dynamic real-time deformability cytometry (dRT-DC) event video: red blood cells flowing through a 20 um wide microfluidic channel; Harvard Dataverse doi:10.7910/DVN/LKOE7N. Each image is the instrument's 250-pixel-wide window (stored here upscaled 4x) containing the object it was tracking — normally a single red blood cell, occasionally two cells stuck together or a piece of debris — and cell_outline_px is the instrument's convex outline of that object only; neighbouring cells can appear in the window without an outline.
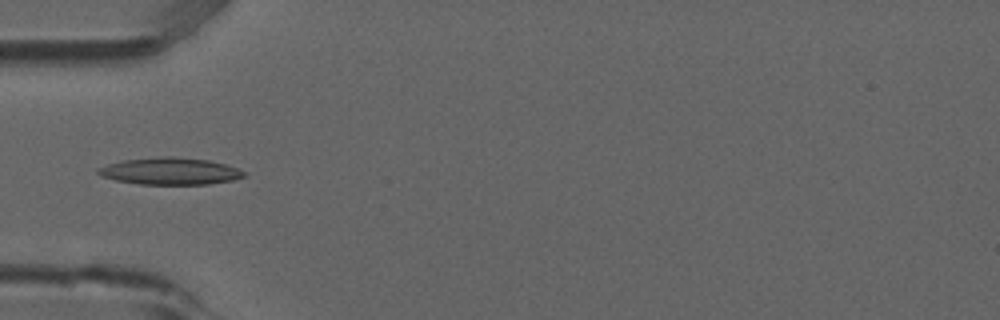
{"species": "common noctule bat (a hibernating species)", "species_latin": "Nyctalus noctula", "temperature_condition": "room temperature", "stored_images_in_passage": 5, "camera_frame_rate_fps": 3000, "um_per_image_px": 0.085, "animal": {"sex": "male", "forearm_length_mm": 52.5}, "frame": {"image": 1, "passage_image": 4, "time_ms": 1.0, "image_size_px": [1000, 320], "cell_outline_px": [[244, 176], [232, 180], [208, 184], [140, 184], [116, 180], [100, 176], [96, 172], [96, 168], [108, 164], [124, 160], [164, 156], [172, 156], [208, 160], [224, 164], [236, 168], [244, 172]], "centroid_in_image_um": [14.4, 14.55], "position_along_channel_um": 70.6, "area_um2": 22.72}}
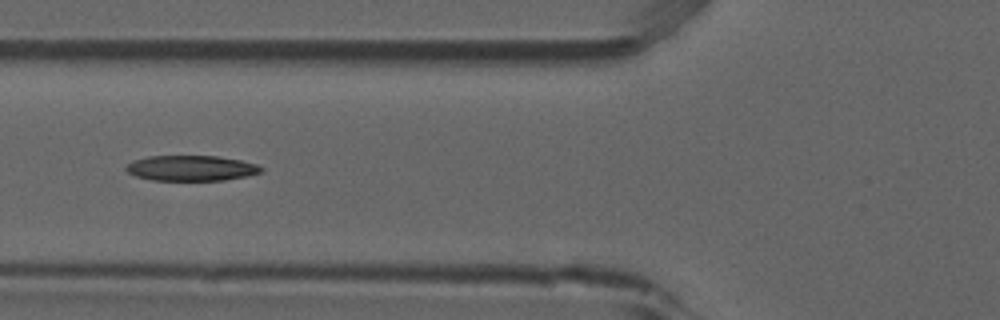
{"frame": {"image": 2, "passage_image": 5, "time_ms": 1.333, "image_size_px": [1000, 320], "cell_outline_px": [[264, 172], [248, 176], [224, 180], [152, 180], [136, 176], [128, 172], [124, 168], [132, 160], [148, 156], [216, 156], [240, 160], [256, 164], [264, 168]], "centroid_in_image_um": [16.27, 14.29], "position_along_channel_um": 109.5, "area_um2": 20.06}}